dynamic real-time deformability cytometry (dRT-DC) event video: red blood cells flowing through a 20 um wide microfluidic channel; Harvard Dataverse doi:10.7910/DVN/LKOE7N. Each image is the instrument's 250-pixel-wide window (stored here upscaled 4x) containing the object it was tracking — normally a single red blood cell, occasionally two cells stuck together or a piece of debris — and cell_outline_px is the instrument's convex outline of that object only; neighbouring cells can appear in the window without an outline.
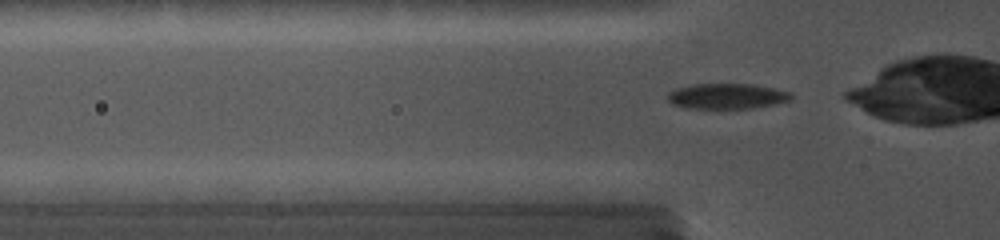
{"species": "common noctule bat (a hibernating species)", "species_latin": "Nyctalus noctula", "temperature_condition": "cold", "stored_images_in_passage": 31, "camera_frame_rate_fps": 5000, "um_per_image_px": 0.085, "animal": {"sex": "female", "body_mass_g": 19.0, "forearm_length_mm": 56.7}, "frame": {"image": 1, "passage_image": 2, "time_ms": 0.2, "image_size_px": [1000, 240], "cell_outline_px": [[792, 100], [776, 104], [752, 108], [684, 108], [672, 104], [668, 100], [668, 92], [676, 88], [692, 84], [756, 84], [776, 88], [792, 92]], "centroid_in_image_um": [61.82, 8.17], "position_along_channel_um": 64.0, "area_um2": 18.55}}
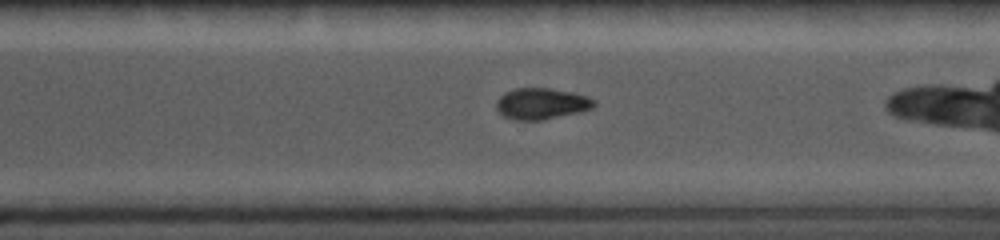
{"frame": {"image": 2, "passage_image": 20, "time_ms": 7.0, "image_size_px": [1000, 240], "cell_outline_px": [[596, 104], [592, 108], [544, 120], [516, 120], [504, 116], [496, 108], [496, 100], [504, 92], [516, 88], [552, 88], [572, 92], [588, 96], [596, 100]], "centroid_in_image_um": [46.02, 8.8], "position_along_channel_um": 324.6, "area_um2": 17.8}}
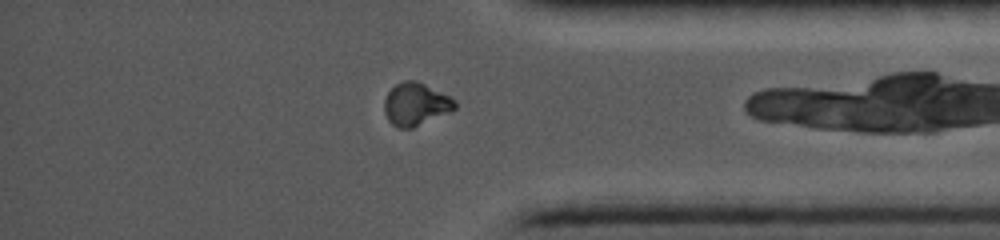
{"frame": {"image": 3, "passage_image": 25, "time_ms": 9.0, "image_size_px": [1000, 240], "cell_outline_px": [[456, 108], [448, 112], [412, 128], [396, 128], [388, 120], [384, 112], [384, 100], [388, 92], [396, 84], [404, 80], [416, 80], [456, 100]], "centroid_in_image_um": [35.3, 8.86], "position_along_channel_um": 399.9, "area_um2": 17.34}}